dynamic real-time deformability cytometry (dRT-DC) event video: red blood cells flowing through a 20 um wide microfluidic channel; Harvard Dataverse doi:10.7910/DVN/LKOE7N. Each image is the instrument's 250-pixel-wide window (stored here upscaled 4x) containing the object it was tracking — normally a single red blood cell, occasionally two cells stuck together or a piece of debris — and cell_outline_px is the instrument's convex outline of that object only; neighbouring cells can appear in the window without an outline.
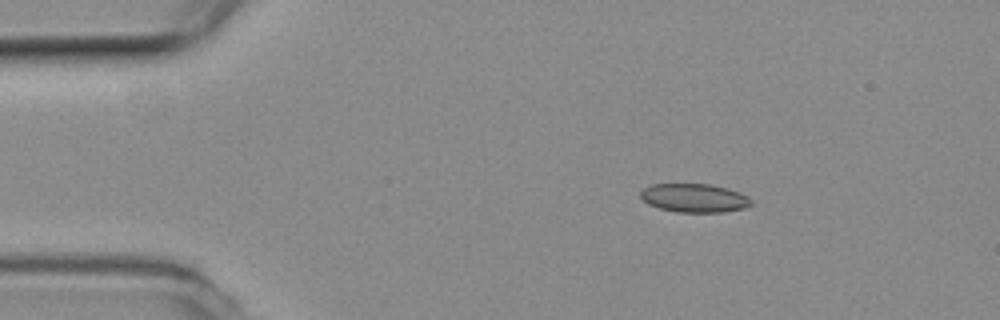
{"species": "common noctule bat (a hibernating species)", "species_latin": "Nyctalus noctula", "temperature_condition": "room temperature", "stored_images_in_passage": 3, "camera_frame_rate_fps": 3000, "um_per_image_px": 0.085, "animal": {"sex": "female", "body_mass_g": 19.3, "forearm_length_mm": 54.1}, "frame": {"image": 1, "passage_image": 1, "time_ms": 0.0, "image_size_px": [1000, 320], "cell_outline_px": [[756, 204], [744, 208], [724, 212], [676, 212], [660, 208], [648, 204], [640, 196], [640, 192], [644, 188], [652, 184], [712, 184], [728, 188], [740, 192], [748, 196]], "centroid_in_image_um": [59.07, 16.83], "position_along_channel_um": 25.9, "area_um2": 18.67}}